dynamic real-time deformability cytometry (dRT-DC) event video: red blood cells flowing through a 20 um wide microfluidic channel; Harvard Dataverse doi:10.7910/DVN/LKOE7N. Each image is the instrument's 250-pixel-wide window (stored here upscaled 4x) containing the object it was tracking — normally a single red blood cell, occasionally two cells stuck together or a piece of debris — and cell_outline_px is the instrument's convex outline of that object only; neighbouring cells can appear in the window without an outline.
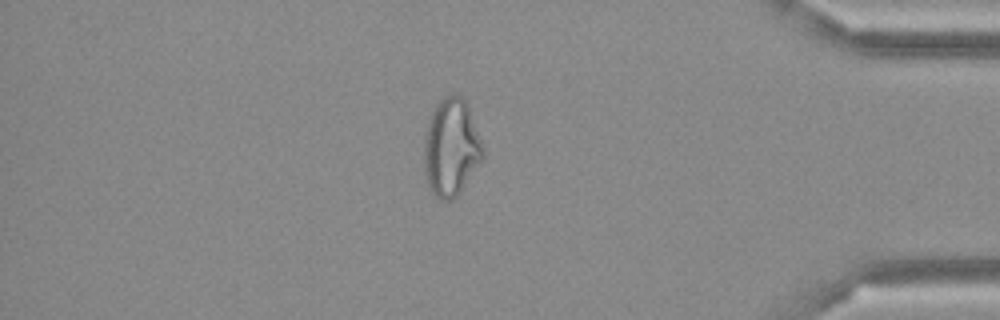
{"species": "Egyptian fruit bat (a non-hibernating species)", "species_latin": "Rousettus aegyptiacus", "temperature_condition": "cold", "stored_images_in_passage": 49, "camera_frame_rate_fps": 3000, "um_per_image_px": 0.085, "frame": {"image": 1, "passage_image": 42, "time_ms": 13.667, "image_size_px": [1000, 320], "cell_outline_px": [[484, 156], [456, 196], [452, 200], [440, 200], [428, 188], [424, 172], [424, 140], [428, 120], [436, 104], [448, 92], [456, 92], [468, 104], [484, 152]], "centroid_in_image_um": [38.31, 12.5], "position_along_channel_um": 396.9, "area_um2": 33.35}}